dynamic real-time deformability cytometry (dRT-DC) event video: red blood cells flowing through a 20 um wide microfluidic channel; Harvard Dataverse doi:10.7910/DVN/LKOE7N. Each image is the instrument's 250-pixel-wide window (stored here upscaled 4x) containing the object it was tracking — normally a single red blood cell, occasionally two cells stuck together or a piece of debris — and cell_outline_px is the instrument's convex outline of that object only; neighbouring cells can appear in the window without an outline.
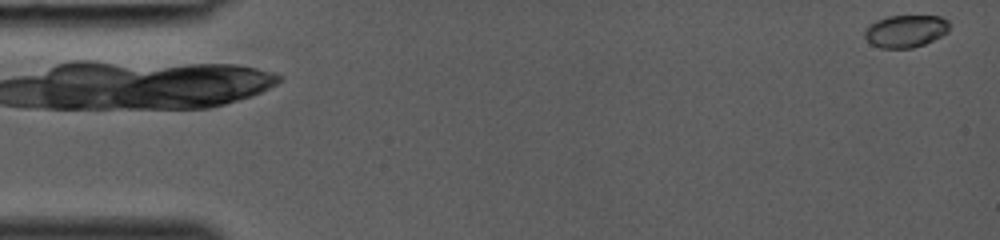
{"species": "common noctule bat (a hibernating species)", "species_latin": "Nyctalus noctula", "temperature_condition": "room temperature", "stored_images_in_passage": 40, "camera_frame_rate_fps": 3000, "um_per_image_px": 0.085, "animal": {"sex": "female", "body_mass_g": 19.0, "forearm_length_mm": 53.3}, "frame": {"image": 1, "passage_image": 1, "time_ms": 0.0, "image_size_px": [1000, 240], "cell_outline_px": [[948, 32], [924, 44], [912, 48], [880, 48], [872, 44], [864, 36], [864, 28], [868, 24], [876, 20], [888, 16], [940, 16], [948, 20]], "centroid_in_image_um": [76.94, 2.64], "position_along_channel_um": 8.1, "area_um2": 16.01}}
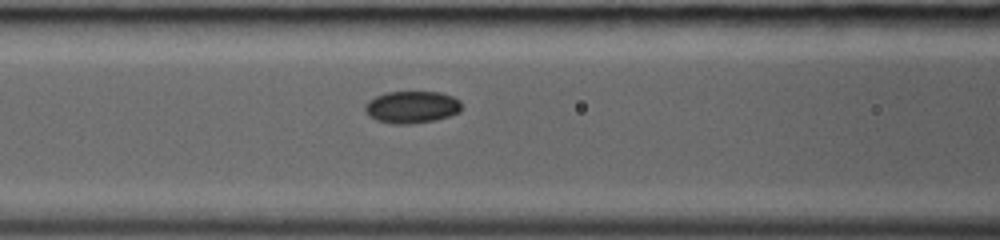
{"frame": {"image": 2, "passage_image": 17, "time_ms": 5.333, "image_size_px": [1000, 240], "cell_outline_px": [[460, 112], [436, 120], [408, 124], [392, 124], [376, 120], [368, 116], [364, 112], [364, 104], [368, 100], [384, 92], [440, 92], [452, 96], [460, 100]], "centroid_in_image_um": [34.95, 9.1], "position_along_channel_um": 131.6, "area_um2": 18.26}}
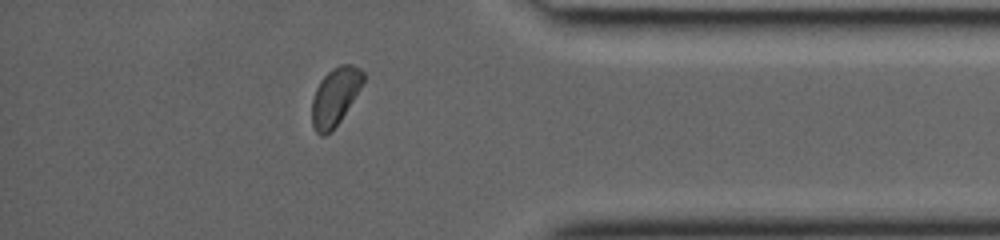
{"frame": {"image": 3, "passage_image": 34, "time_ms": 11.0, "image_size_px": [1000, 240], "cell_outline_px": [[364, 80], [360, 88], [340, 120], [324, 136], [320, 136], [316, 132], [312, 124], [312, 100], [316, 88], [320, 80], [332, 68], [340, 64], [352, 64], [360, 68], [364, 72]], "centroid_in_image_um": [28.47, 8.17], "position_along_channel_um": 406.7, "area_um2": 16.99}}